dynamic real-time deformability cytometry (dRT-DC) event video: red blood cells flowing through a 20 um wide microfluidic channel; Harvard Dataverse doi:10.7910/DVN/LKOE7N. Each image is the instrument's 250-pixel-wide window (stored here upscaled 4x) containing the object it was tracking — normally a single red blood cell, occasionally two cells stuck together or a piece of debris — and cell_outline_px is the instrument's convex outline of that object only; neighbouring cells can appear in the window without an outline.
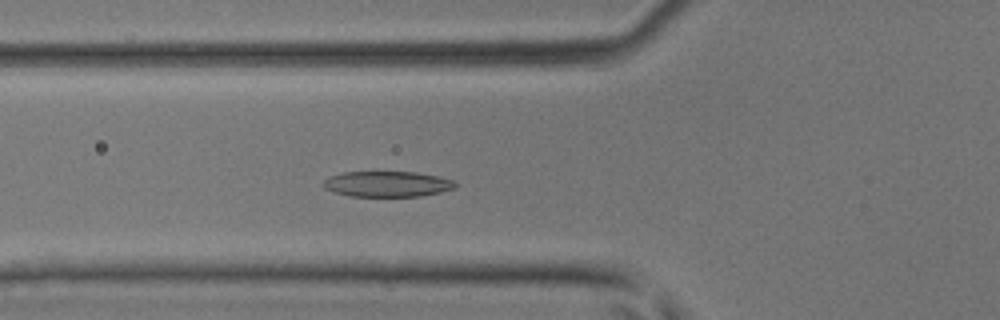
{"species": "common noctule bat (a hibernating species)", "species_latin": "Nyctalus noctula", "temperature_condition": "room temperature", "stored_images_in_passage": 45, "camera_frame_rate_fps": 3000, "um_per_image_px": 0.085, "animal": {"sex": "male", "body_mass_g": 17.9, "forearm_length_mm": 54.2}, "frame": {"image": 1, "passage_image": 16, "time_ms": 5.0, "image_size_px": [1000, 320], "cell_outline_px": [[456, 188], [440, 192], [420, 196], [348, 196], [332, 192], [324, 188], [324, 180], [328, 176], [344, 172], [416, 172], [440, 176], [452, 180], [456, 184]], "centroid_in_image_um": [32.9, 15.64], "position_along_channel_um": 92.9, "area_um2": 19.77}}
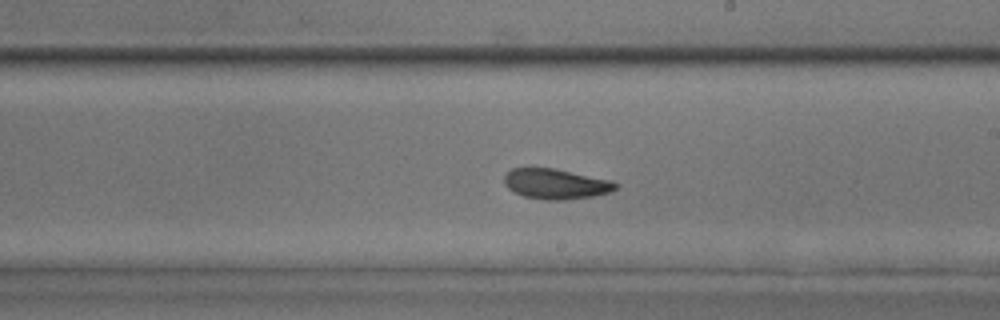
{"frame": {"image": 2, "passage_image": 26, "time_ms": 8.333, "image_size_px": [1000, 320], "cell_outline_px": [[620, 184], [616, 188], [608, 192], [592, 196], [564, 200], [544, 200], [524, 196], [508, 188], [504, 184], [504, 176], [512, 168], [552, 168], [612, 180]], "centroid_in_image_um": [47.24, 15.63], "position_along_channel_um": 241.8, "area_um2": 19.48}}
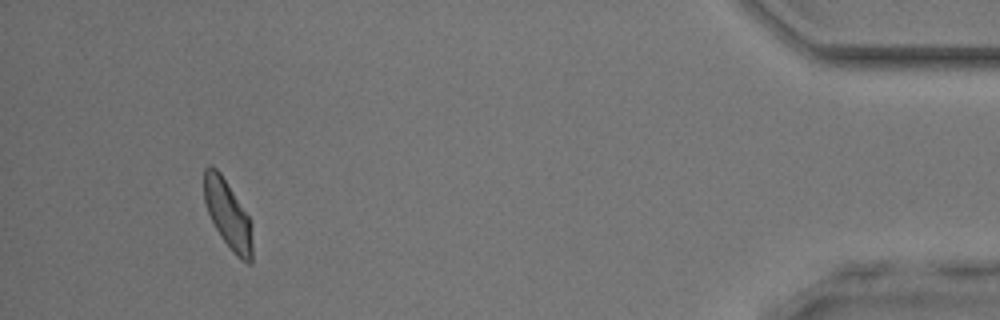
{"frame": {"image": 3, "passage_image": 42, "time_ms": 13.667, "image_size_px": [1000, 320], "cell_outline_px": [[252, 264], [248, 264], [240, 260], [232, 252], [220, 236], [208, 212], [204, 200], [204, 168], [212, 164], [220, 172], [248, 216], [252, 244]], "centroid_in_image_um": [19.35, 18.24], "position_along_channel_um": 415.9, "area_um2": 18.9}}